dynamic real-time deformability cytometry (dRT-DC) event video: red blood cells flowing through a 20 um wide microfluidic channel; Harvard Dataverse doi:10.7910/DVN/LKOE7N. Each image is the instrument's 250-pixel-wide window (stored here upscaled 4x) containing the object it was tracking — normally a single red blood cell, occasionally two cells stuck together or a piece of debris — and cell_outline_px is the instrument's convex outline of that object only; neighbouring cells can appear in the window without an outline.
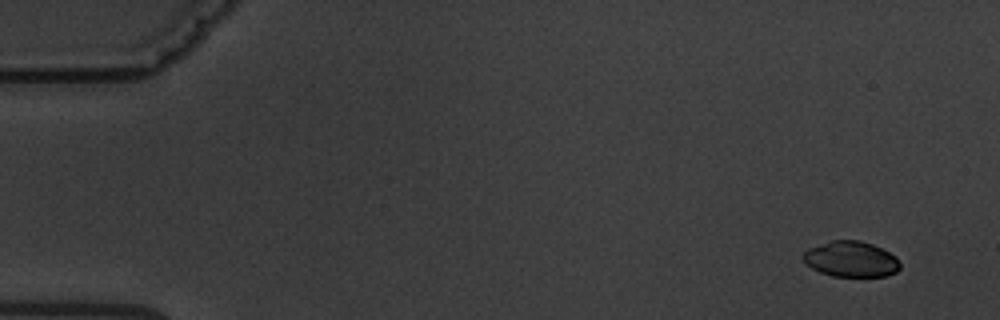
{"species": "common noctule bat (a hibernating species)", "species_latin": "Nyctalus noctula", "temperature_condition": "warm", "stored_images_in_passage": 4, "camera_frame_rate_fps": 3000, "um_per_image_px": 0.085, "animal": {"sex": "male", "body_mass_g": 19.5, "forearm_length_mm": 54.6}, "frame": {"image": 1, "passage_image": 1, "time_ms": 0.0, "image_size_px": [1000, 320], "cell_outline_px": [[900, 268], [896, 272], [888, 276], [832, 276], [820, 272], [812, 268], [800, 256], [808, 248], [832, 240], [860, 240], [872, 244], [896, 256], [900, 264]], "centroid_in_image_um": [72.33, 22.02], "position_along_channel_um": 12.7, "area_um2": 20.11}}